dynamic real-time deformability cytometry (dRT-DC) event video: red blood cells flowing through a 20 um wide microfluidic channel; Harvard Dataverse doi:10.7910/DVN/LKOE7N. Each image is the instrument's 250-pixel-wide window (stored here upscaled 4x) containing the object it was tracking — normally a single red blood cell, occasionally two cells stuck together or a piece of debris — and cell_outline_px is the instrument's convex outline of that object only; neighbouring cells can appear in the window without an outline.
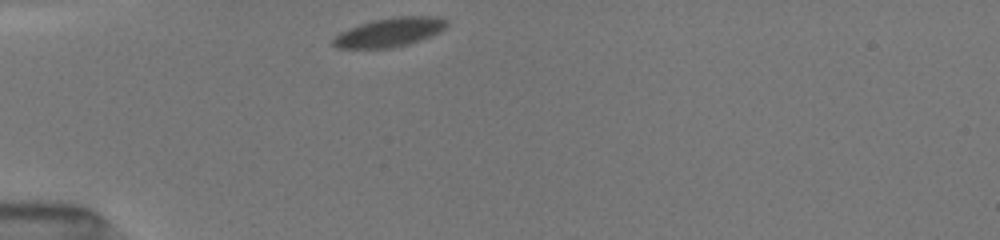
{"species": "common noctule bat (a hibernating species)", "species_latin": "Nyctalus noctula", "temperature_condition": "room temperature", "stored_images_in_passage": 6, "camera_frame_rate_fps": 3000, "um_per_image_px": 0.085, "animal": {"sex": "female", "body_mass_g": 19.5, "forearm_length_mm": 54.1}, "frame": {"image": 1, "passage_image": 1, "time_ms": 0.0, "image_size_px": [1000, 240], "cell_outline_px": [[448, 24], [440, 32], [408, 44], [392, 48], [336, 48], [332, 44], [332, 40], [340, 32], [348, 28], [360, 24], [392, 16], [436, 16], [448, 20]], "centroid_in_image_um": [33.11, 2.73], "position_along_channel_um": 51.9, "area_um2": 19.13}}
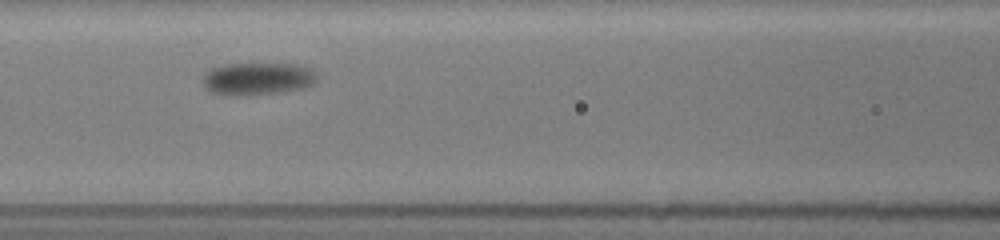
{"frame": {"image": 2, "passage_image": 5, "time_ms": 3.0, "image_size_px": [1000, 240], "cell_outline_px": [[316, 80], [312, 84], [304, 88], [280, 92], [248, 96], [224, 96], [212, 92], [204, 88], [204, 72], [212, 68], [224, 64], [292, 64], [308, 68], [316, 76]], "centroid_in_image_um": [21.82, 6.72], "position_along_channel_um": 144.8, "area_um2": 21.68}}
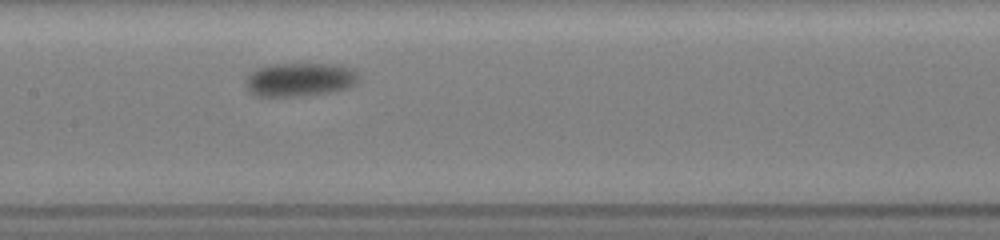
{"frame": {"image": 3, "passage_image": 6, "time_ms": 4.0, "image_size_px": [1000, 240], "cell_outline_px": [[360, 80], [356, 84], [348, 88], [336, 92], [300, 96], [256, 96], [248, 92], [248, 76], [256, 68], [272, 64], [336, 64], [352, 68], [356, 72]], "centroid_in_image_um": [25.55, 6.77], "position_along_channel_um": 181.9, "area_um2": 22.31}}